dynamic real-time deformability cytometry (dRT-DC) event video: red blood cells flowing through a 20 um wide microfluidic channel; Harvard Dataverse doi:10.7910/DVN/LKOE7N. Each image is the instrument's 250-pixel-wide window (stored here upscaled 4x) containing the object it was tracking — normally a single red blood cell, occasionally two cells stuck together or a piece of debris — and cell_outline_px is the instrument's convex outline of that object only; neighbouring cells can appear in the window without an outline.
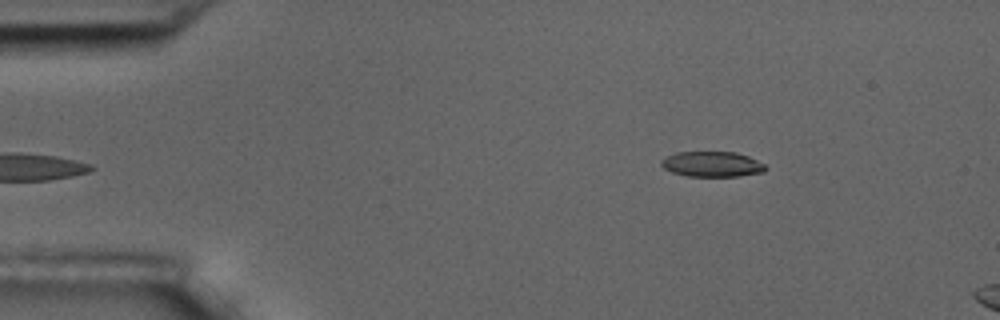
{"species": "common noctule bat (a hibernating species)", "species_latin": "Nyctalus noctula", "temperature_condition": "room temperature", "stored_images_in_passage": 8, "camera_frame_rate_fps": 3000, "um_per_image_px": 0.085, "animal": {"sex": "male", "body_mass_g": 17.5, "forearm_length_mm": 52.3}, "frame": {"image": 1, "passage_image": 2, "time_ms": 0.333, "image_size_px": [1000, 320], "cell_outline_px": [[768, 168], [764, 172], [740, 176], [688, 176], [672, 172], [664, 168], [660, 164], [660, 160], [676, 152], [736, 152], [748, 156], [764, 164]], "centroid_in_image_um": [60.54, 13.95], "position_along_channel_um": 24.5, "area_um2": 15.37}}